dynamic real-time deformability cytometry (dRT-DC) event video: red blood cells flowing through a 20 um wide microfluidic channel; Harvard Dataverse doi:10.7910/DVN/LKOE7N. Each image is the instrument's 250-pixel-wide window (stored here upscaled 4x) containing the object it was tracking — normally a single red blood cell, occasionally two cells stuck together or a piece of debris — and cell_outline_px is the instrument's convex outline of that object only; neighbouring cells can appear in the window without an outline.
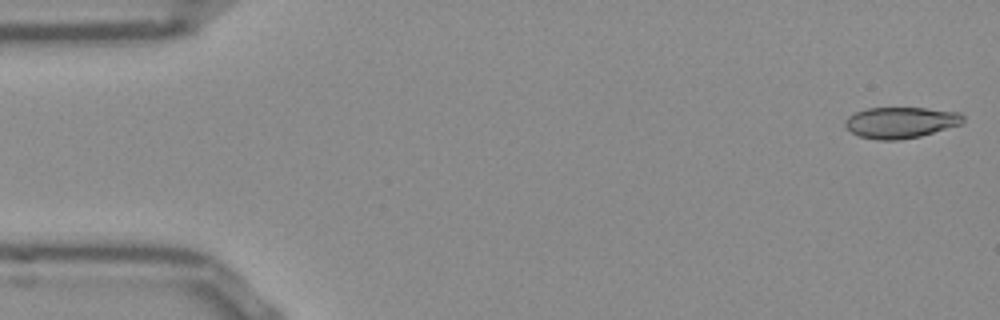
{"species": "Egyptian fruit bat (a non-hibernating species)", "species_latin": "Rousettus aegyptiacus", "temperature_condition": "room temperature", "stored_images_in_passage": 12, "camera_frame_rate_fps": 3000, "um_per_image_px": 0.085, "frame": {"image": 1, "passage_image": 1, "time_ms": 0.0, "image_size_px": [1000, 320], "cell_outline_px": [[964, 124], [920, 136], [900, 140], [876, 140], [860, 136], [852, 132], [844, 124], [844, 120], [848, 116], [856, 112], [868, 108], [924, 108], [960, 112], [964, 116]], "centroid_in_image_um": [76.59, 10.41], "position_along_channel_um": 8.4, "area_um2": 21.5}}